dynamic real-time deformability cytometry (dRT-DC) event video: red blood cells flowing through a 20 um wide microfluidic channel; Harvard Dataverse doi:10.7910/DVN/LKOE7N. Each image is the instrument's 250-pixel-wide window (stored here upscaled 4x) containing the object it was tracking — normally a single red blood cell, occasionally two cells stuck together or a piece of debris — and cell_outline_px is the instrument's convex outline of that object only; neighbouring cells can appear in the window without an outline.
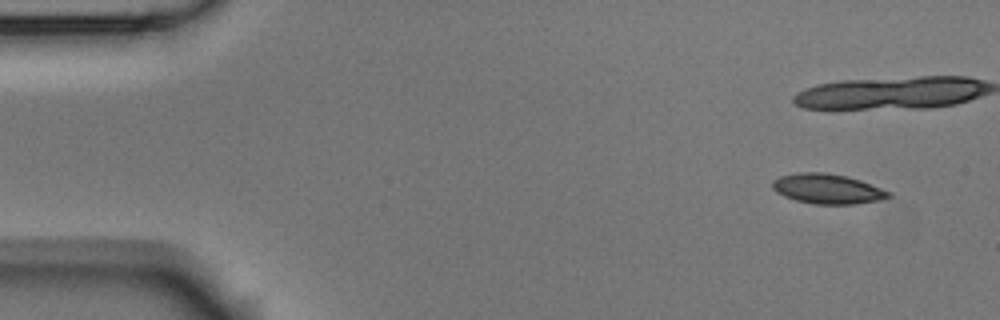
{"species": "Egyptian fruit bat (a non-hibernating species)", "species_latin": "Rousettus aegyptiacus", "temperature_condition": "room temperature", "stored_images_in_passage": 7, "camera_frame_rate_fps": 3000, "um_per_image_px": 0.085, "animal": {"sex": "male"}, "frame": {"image": 1, "passage_image": 1, "time_ms": 0.0, "image_size_px": [1000, 320], "cell_outline_px": [[892, 196], [880, 200], [856, 204], [812, 204], [796, 200], [784, 196], [776, 192], [772, 188], [772, 180], [780, 176], [796, 172], [824, 172], [844, 176], [860, 180], [892, 192]], "centroid_in_image_um": [70.32, 16.05], "position_along_channel_um": 14.7, "area_um2": 20.35}}